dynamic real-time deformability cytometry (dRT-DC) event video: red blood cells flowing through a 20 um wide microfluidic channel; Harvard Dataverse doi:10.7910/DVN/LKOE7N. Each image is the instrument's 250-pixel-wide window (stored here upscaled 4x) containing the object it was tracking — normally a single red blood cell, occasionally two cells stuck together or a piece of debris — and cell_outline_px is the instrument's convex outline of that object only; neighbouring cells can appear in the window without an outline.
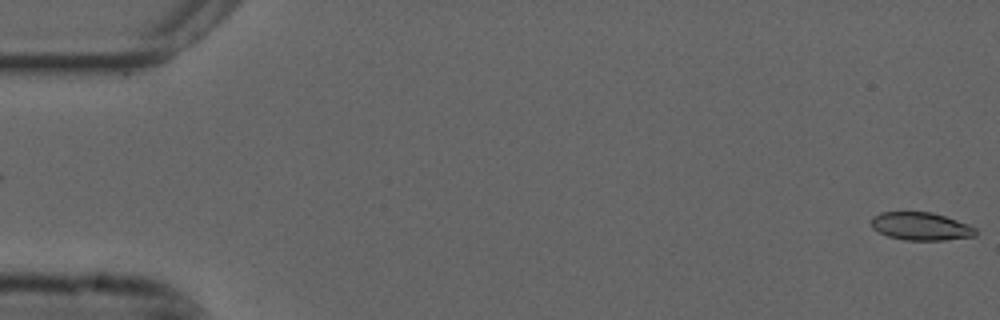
{"species": "common noctule bat (a hibernating species)", "species_latin": "Nyctalus noctula", "temperature_condition": "cold", "stored_images_in_passage": 55, "camera_frame_rate_fps": 3000, "um_per_image_px": 0.085, "animal": {"sex": "male", "forearm_length_mm": 52.5}, "frame": {"image": 1, "passage_image": 1, "time_ms": 0.0, "image_size_px": [1000, 320], "cell_outline_px": [[976, 236], [944, 240], [904, 240], [888, 236], [872, 228], [872, 216], [880, 212], [932, 212], [968, 224], [976, 228]], "centroid_in_image_um": [78.27, 19.23], "position_along_channel_um": 6.7, "area_um2": 16.94}}
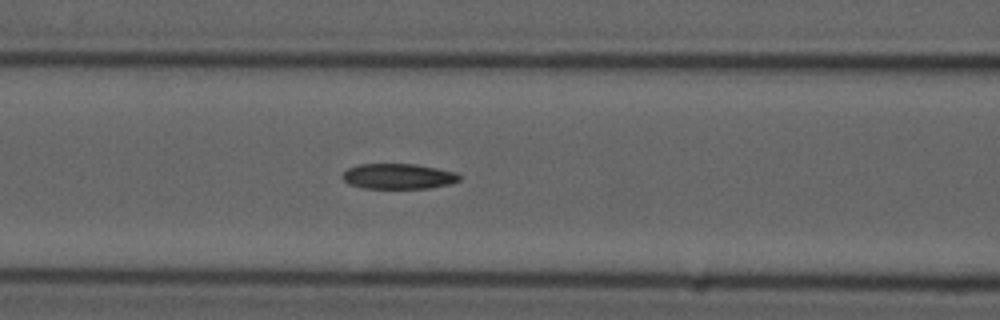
{"frame": {"image": 2, "passage_image": 23, "time_ms": 7.333, "image_size_px": [1000, 320], "cell_outline_px": [[460, 180], [448, 184], [428, 188], [364, 188], [348, 184], [340, 176], [348, 168], [356, 164], [416, 164], [456, 172], [460, 176]], "centroid_in_image_um": [33.82, 14.98], "position_along_channel_um": 132.8, "area_um2": 17.28}}
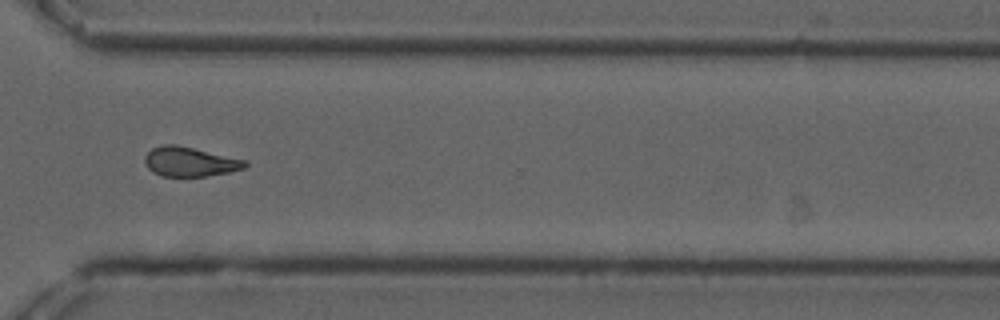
{"frame": {"image": 3, "passage_image": 41, "time_ms": 13.333, "image_size_px": [1000, 320], "cell_outline_px": [[248, 164], [244, 168], [228, 172], [208, 176], [160, 176], [152, 172], [148, 168], [144, 160], [144, 156], [152, 148], [164, 144], [176, 144], [244, 160]], "centroid_in_image_um": [16.08, 13.75], "position_along_channel_um": 354.5, "area_um2": 17.05}, "authors_computed_cell_mechanics": {"area_um2": 17.4556, "velocity_mm_per_s": 3.6975, "shape_relaxation_time_tau1_ms": null, "shape_relaxation_time_tau2_ms": 4.4171, "deformation_change_tau1": null, "deformation_change_tau2": 0.1216}}